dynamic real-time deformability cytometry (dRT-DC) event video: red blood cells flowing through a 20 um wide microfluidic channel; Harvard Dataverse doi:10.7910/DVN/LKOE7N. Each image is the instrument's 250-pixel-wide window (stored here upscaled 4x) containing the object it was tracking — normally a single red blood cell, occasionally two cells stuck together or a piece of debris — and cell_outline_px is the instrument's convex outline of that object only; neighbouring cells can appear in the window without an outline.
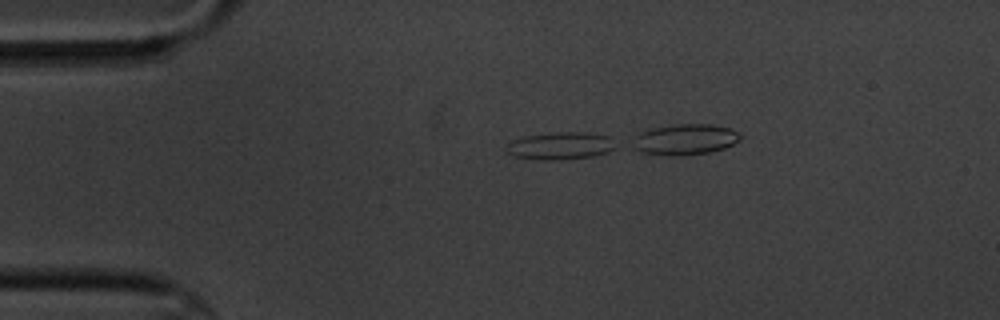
{"species": "common noctule bat (a hibernating species)", "species_latin": "Nyctalus noctula", "temperature_condition": "cold", "stored_images_in_passage": 6, "camera_frame_rate_fps": 3000, "um_per_image_px": 0.085, "animal": {"sex": "male", "body_mass_g": 20.1, "forearm_length_mm": 53.5}, "frame": {"image": 1, "passage_image": 3, "time_ms": 2.333, "image_size_px": [1000, 320], "cell_outline_px": [[612, 148], [608, 152], [592, 156], [560, 160], [540, 160], [512, 156], [508, 152], [508, 144], [512, 140], [524, 136], [556, 132], [588, 132], [608, 136]], "centroid_in_image_um": [47.57, 12.4], "position_along_channel_um": 37.4, "area_um2": 17.17}}
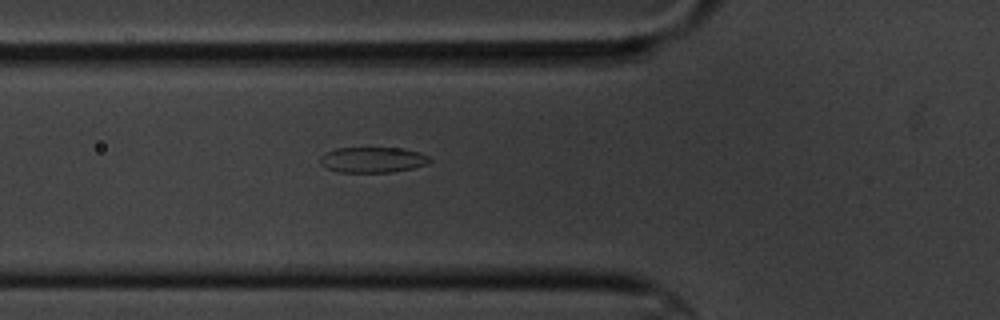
{"frame": {"image": 2, "passage_image": 6, "time_ms": 6.0, "image_size_px": [1000, 320], "cell_outline_px": [[432, 160], [428, 164], [412, 168], [392, 172], [336, 172], [324, 168], [320, 164], [320, 156], [324, 152], [336, 148], [404, 148], [420, 152], [428, 156]], "centroid_in_image_um": [31.65, 13.58], "position_along_channel_um": 94.2, "area_um2": 16.59}}